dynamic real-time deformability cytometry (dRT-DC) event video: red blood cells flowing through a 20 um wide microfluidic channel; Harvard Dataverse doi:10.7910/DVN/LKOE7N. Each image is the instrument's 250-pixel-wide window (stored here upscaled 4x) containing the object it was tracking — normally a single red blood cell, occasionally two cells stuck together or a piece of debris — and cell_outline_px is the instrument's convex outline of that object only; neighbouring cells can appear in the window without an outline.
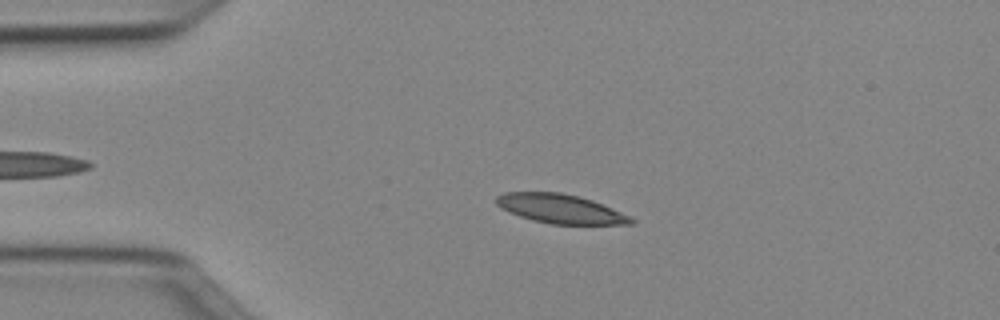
{"species": "Egyptian fruit bat (a non-hibernating species)", "species_latin": "Rousettus aegyptiacus", "temperature_condition": "cold", "stored_images_in_passage": 39, "camera_frame_rate_fps": 3000, "um_per_image_px": 0.085, "animal": {"sex": "female"}, "frame": {"image": 1, "passage_image": 5, "time_ms": 1.333, "image_size_px": [1000, 320], "cell_outline_px": [[636, 224], [552, 224], [532, 220], [520, 216], [500, 208], [496, 204], [496, 196], [504, 192], [560, 192], [592, 200], [612, 208], [636, 220]], "centroid_in_image_um": [47.61, 17.75], "position_along_channel_um": 37.4, "area_um2": 22.72}}
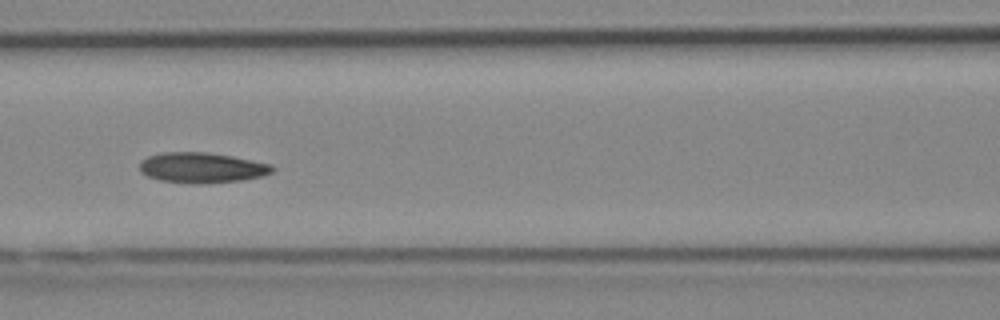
{"frame": {"image": 2, "passage_image": 16, "time_ms": 5.0, "image_size_px": [1000, 320], "cell_outline_px": [[276, 168], [272, 172], [260, 176], [244, 180], [204, 184], [192, 184], [160, 180], [148, 176], [140, 172], [140, 160], [148, 156], [160, 152], [208, 152], [232, 156], [272, 164]], "centroid_in_image_um": [17.15, 14.25], "position_along_channel_um": 149.5, "area_um2": 23.76}}
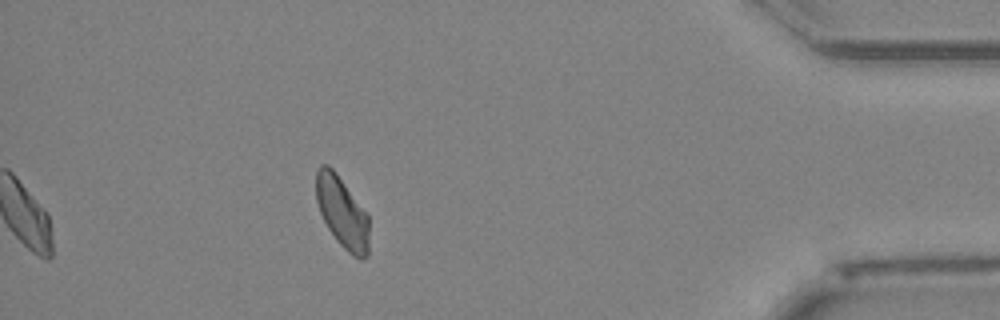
{"frame": {"image": 3, "passage_image": 39, "time_ms": 12.667, "image_size_px": [1000, 320], "cell_outline_px": [[368, 256], [360, 260], [352, 256], [336, 240], [328, 228], [320, 212], [316, 200], [316, 168], [320, 164], [328, 164], [336, 172], [368, 216]], "centroid_in_image_um": [29.06, 18.05], "position_along_channel_um": 406.1, "area_um2": 21.85}, "authors_computed_cell_mechanics": {"area_um2": 22.8888, "velocity_mm_per_s": 3.9845, "shape_relaxation_time_tau1_ms": 5.6625, "shape_relaxation_time_tau2_ms": null, "deformation_change_tau1": 0.1176, "deformation_change_tau2": null}}